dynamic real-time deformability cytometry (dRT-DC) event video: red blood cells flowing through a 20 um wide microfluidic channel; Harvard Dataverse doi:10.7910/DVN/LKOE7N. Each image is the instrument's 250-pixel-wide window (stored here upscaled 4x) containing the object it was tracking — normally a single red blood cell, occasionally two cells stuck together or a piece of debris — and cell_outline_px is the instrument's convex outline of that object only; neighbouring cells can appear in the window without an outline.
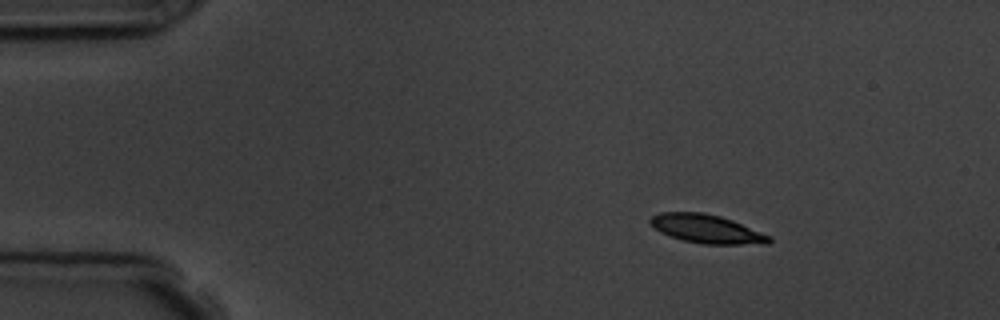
{"species": "common noctule bat (a hibernating species)", "species_latin": "Nyctalus noctula", "temperature_condition": "room temperature", "stored_images_in_passage": 4, "camera_frame_rate_fps": 3000, "um_per_image_px": 0.085, "animal": {"sex": "male", "body_mass_g": 19.5, "forearm_length_mm": 54.6}, "frame": {"image": 1, "passage_image": 1, "time_ms": 0.0, "image_size_px": [1000, 320], "cell_outline_px": [[772, 240], [768, 244], [704, 244], [684, 240], [668, 236], [660, 232], [648, 220], [652, 216], [660, 212], [704, 212], [720, 216], [732, 220], [772, 236]], "centroid_in_image_um": [60.09, 19.45], "position_along_channel_um": 24.9, "area_um2": 19.83}}
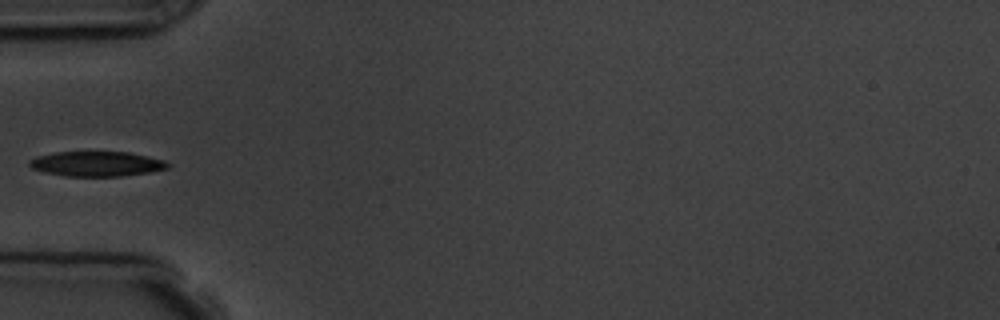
{"frame": {"image": 2, "passage_image": 4, "time_ms": 3.333, "image_size_px": [1000, 320], "cell_outline_px": [[172, 164], [168, 168], [148, 172], [120, 176], [64, 176], [44, 172], [32, 168], [28, 164], [28, 160], [36, 156], [56, 152], [128, 152], [164, 160]], "centroid_in_image_um": [8.19, 13.92], "position_along_channel_um": 76.8, "area_um2": 20.06}}